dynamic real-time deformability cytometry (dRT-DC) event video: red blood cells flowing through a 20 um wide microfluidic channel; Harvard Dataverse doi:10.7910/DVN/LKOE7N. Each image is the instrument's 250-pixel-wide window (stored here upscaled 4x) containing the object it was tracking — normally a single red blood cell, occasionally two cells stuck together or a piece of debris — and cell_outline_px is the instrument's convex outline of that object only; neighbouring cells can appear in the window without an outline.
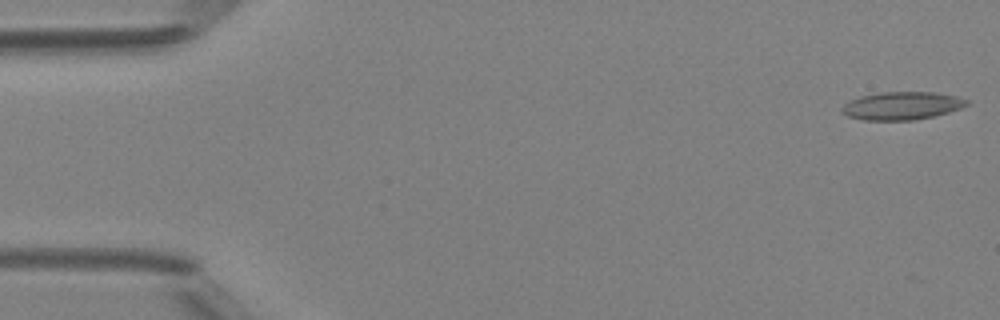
{"species": "Egyptian fruit bat (a non-hibernating species)", "species_latin": "Rousettus aegyptiacus", "temperature_condition": "room temperature", "stored_images_in_passage": 14, "camera_frame_rate_fps": 3000, "um_per_image_px": 0.085, "animal": {"sex": "female"}, "frame": {"image": 1, "passage_image": 1, "time_ms": 0.0, "image_size_px": [1000, 320], "cell_outline_px": [[968, 104], [960, 108], [948, 112], [916, 120], [860, 120], [848, 116], [840, 112], [840, 108], [848, 100], [860, 96], [884, 92], [932, 92], [956, 96], [968, 100]], "centroid_in_image_um": [76.6, 8.99], "position_along_channel_um": 8.4, "area_um2": 20.35}}